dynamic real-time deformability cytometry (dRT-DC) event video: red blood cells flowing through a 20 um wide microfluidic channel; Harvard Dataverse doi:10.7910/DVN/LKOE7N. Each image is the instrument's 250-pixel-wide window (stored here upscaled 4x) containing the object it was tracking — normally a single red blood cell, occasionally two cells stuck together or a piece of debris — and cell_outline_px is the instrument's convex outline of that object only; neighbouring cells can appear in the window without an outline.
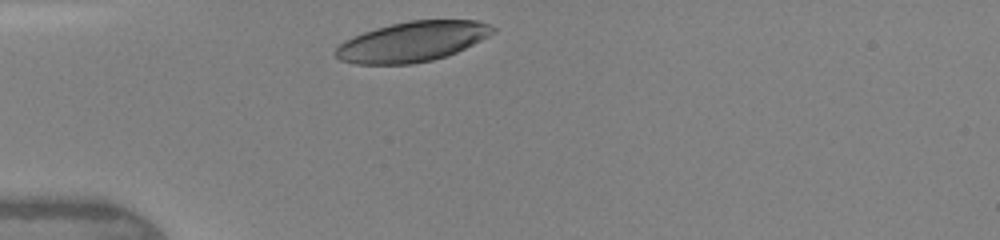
{"species": "human", "species_latin": "Homo sapiens", "temperature_condition": "warm", "stored_images_in_passage": 14, "camera_frame_rate_fps": 3000, "um_per_image_px": 0.085, "donor": {"sex": "female"}, "frame": {"image": 1, "passage_image": 1, "time_ms": 0.0, "image_size_px": [1000, 240], "cell_outline_px": [[496, 32], [456, 52], [432, 60], [412, 64], [356, 64], [340, 60], [332, 52], [344, 40], [364, 32], [376, 28], [392, 24], [412, 20], [476, 20], [488, 24], [496, 28]], "centroid_in_image_um": [35.02, 3.54], "position_along_channel_um": 50.0, "area_um2": 36.47}}
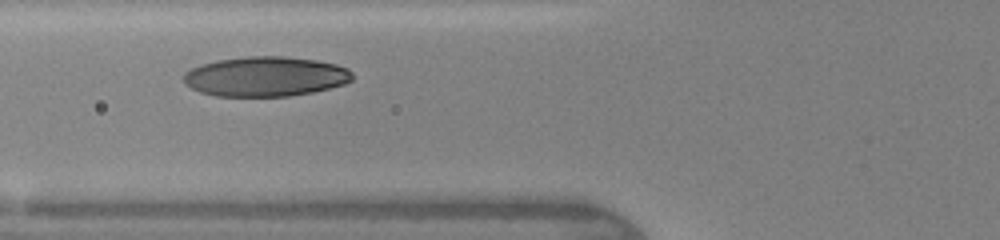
{"frame": {"image": 2, "passage_image": 5, "time_ms": 1.667, "image_size_px": [1000, 240], "cell_outline_px": [[352, 80], [344, 84], [312, 92], [288, 96], [216, 96], [200, 92], [184, 84], [184, 72], [200, 64], [220, 60], [248, 56], [284, 56], [316, 60], [336, 64], [348, 68], [352, 72]], "centroid_in_image_um": [22.56, 6.5], "position_along_channel_um": 103.2, "area_um2": 39.13}}
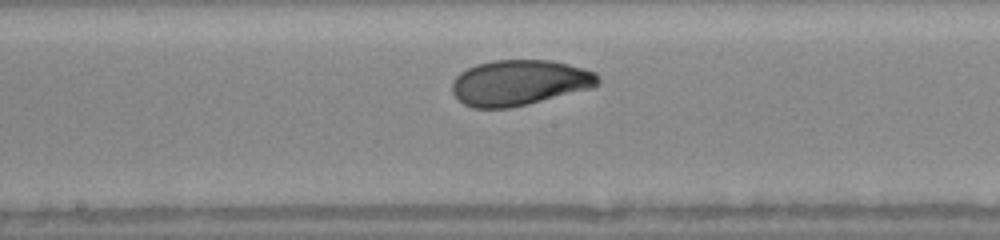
{"frame": {"image": 3, "passage_image": 11, "time_ms": 4.0, "image_size_px": [1000, 240], "cell_outline_px": [[600, 84], [592, 88], [512, 108], [472, 108], [464, 104], [452, 92], [452, 80], [460, 72], [476, 64], [492, 60], [548, 60], [568, 64], [584, 68], [596, 72], [600, 80]], "centroid_in_image_um": [44.15, 7.03], "position_along_channel_um": 204.0, "area_um2": 38.9}}